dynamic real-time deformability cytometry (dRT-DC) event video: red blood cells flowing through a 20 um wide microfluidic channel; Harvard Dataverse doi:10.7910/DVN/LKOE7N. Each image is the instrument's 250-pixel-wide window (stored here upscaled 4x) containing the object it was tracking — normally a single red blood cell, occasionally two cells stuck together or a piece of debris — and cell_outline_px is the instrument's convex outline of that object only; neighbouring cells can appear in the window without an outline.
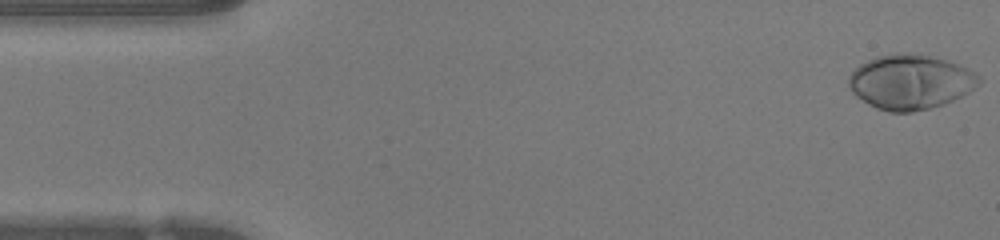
{"species": "human", "species_latin": "Homo sapiens", "temperature_condition": "warm", "stored_images_in_passage": 47, "camera_frame_rate_fps": 3000, "um_per_image_px": 0.085, "donor": {"sex": "female"}, "frame": {"image": 1, "passage_image": 1, "time_ms": 0.0, "image_size_px": [1000, 240], "cell_outline_px": [[980, 84], [968, 92], [952, 100], [928, 108], [912, 112], [888, 112], [876, 108], [868, 104], [856, 96], [848, 88], [848, 76], [860, 64], [876, 56], [892, 52], [908, 52], [928, 56], [944, 60], [968, 68], [976, 72], [980, 76]], "centroid_in_image_um": [77.34, 6.95], "position_along_channel_um": 7.7, "area_um2": 41.5}}
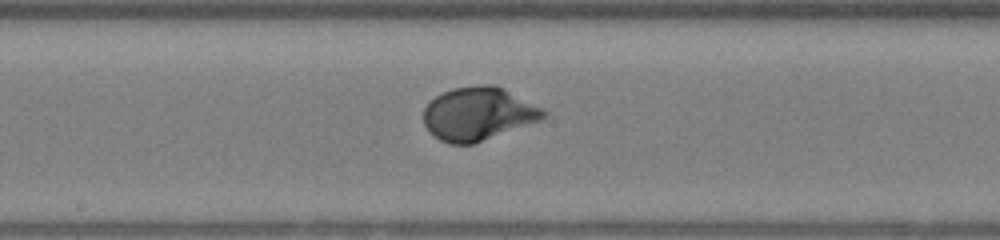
{"frame": {"image": 2, "passage_image": 24, "time_ms": 7.667, "image_size_px": [1000, 240], "cell_outline_px": [[548, 116], [540, 120], [472, 144], [448, 144], [440, 140], [424, 124], [424, 108], [436, 96], [452, 88], [476, 84], [496, 84], [548, 112]], "centroid_in_image_um": [40.65, 9.65], "position_along_channel_um": 207.6, "area_um2": 36.76}}
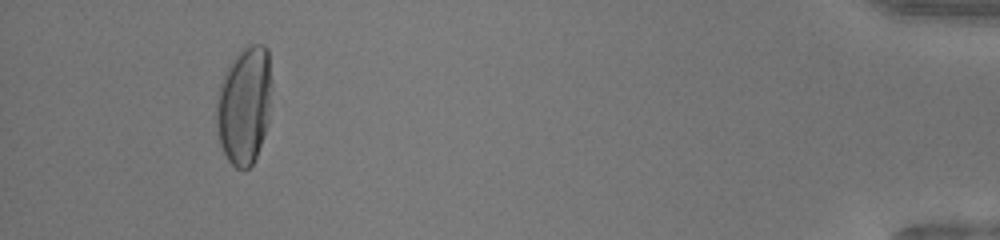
{"frame": {"image": 3, "passage_image": 44, "time_ms": 14.333, "image_size_px": [1000, 240], "cell_outline_px": [[272, 88], [268, 124], [256, 156], [252, 164], [248, 168], [236, 168], [228, 160], [220, 144], [216, 128], [216, 104], [220, 84], [224, 72], [240, 48], [252, 44], [264, 44], [268, 48], [272, 84]], "centroid_in_image_um": [20.78, 8.9], "position_along_channel_um": 414.4, "area_um2": 38.44}, "authors_computed_cell_mechanics": {"area_um2": 36.8764, "velocity_mm_per_s": 4.2481, "shape_relaxation_time_tau1_ms": 2.4331, "shape_relaxation_time_tau2_ms": null, "deformation_change_tau1": 0.1986, "deformation_change_tau2": null}}